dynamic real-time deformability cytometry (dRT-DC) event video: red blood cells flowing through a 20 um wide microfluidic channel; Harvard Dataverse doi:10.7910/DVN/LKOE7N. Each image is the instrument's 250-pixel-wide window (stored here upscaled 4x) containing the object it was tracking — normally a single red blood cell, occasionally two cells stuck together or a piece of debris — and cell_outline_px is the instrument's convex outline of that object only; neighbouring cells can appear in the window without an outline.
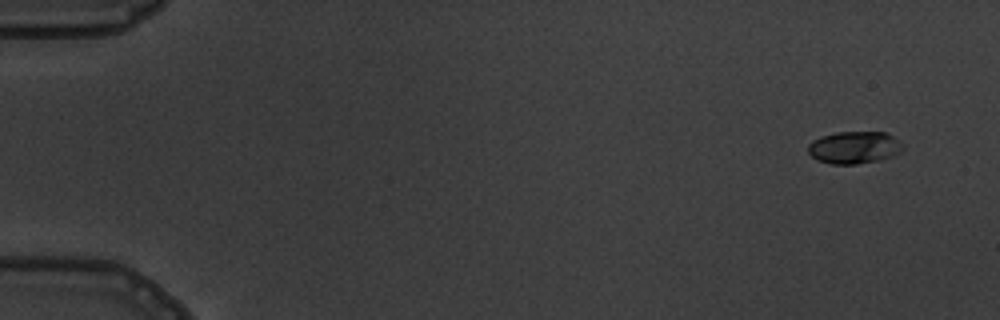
{"species": "common noctule bat (a hibernating species)", "species_latin": "Nyctalus noctula", "temperature_condition": "warm", "stored_images_in_passage": 5, "segment_of_instrument_passage": [1, 2], "camera_frame_rate_fps": 3000, "um_per_image_px": 0.085, "animal": {"sex": "male", "body_mass_g": 19.5, "forearm_length_mm": 54.6}, "frame": {"image": 1, "passage_image": 1, "time_ms": 0.0, "image_size_px": [1000, 320], "cell_outline_px": [[904, 148], [900, 152], [892, 156], [880, 160], [856, 164], [832, 164], [816, 160], [808, 152], [808, 144], [812, 140], [820, 136], [836, 132], [884, 132], [900, 140]], "centroid_in_image_um": [72.6, 12.53], "position_along_channel_um": 12.4, "area_um2": 17.98}}
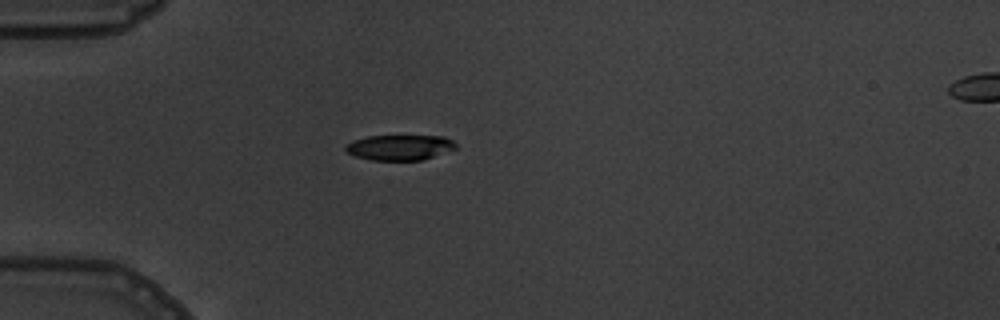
{"frame": {"image": 2, "passage_image": 4, "time_ms": 4.333, "image_size_px": [1000, 320], "cell_outline_px": [[456, 148], [424, 160], [372, 160], [356, 156], [348, 152], [344, 148], [352, 140], [368, 136], [444, 136], [452, 140], [456, 144]], "centroid_in_image_um": [33.99, 12.53], "position_along_channel_um": 51.0, "area_um2": 16.18}}